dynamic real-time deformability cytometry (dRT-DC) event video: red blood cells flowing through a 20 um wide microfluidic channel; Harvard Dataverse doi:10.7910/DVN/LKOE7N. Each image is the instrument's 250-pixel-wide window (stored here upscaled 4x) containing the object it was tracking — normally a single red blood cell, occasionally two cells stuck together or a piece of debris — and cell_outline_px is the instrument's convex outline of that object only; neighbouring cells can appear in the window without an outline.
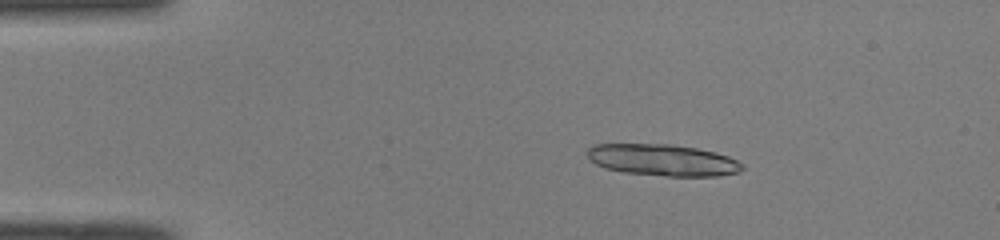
{"species": "common noctule bat (a hibernating species)", "species_latin": "Nyctalus noctula", "temperature_condition": "room temperature", "stored_images_in_passage": 33, "segment_of_instrument_passage": [1, 2], "camera_frame_rate_fps": 3000, "um_per_image_px": 0.085, "animal": {"sex": "male", "body_mass_g": 19.0, "forearm_length_mm": 50.8}, "frame": {"image": 1, "passage_image": 5, "time_ms": 1.333, "image_size_px": [1000, 240], "cell_outline_px": [[744, 168], [740, 172], [716, 176], [668, 176], [624, 172], [604, 168], [596, 164], [588, 156], [588, 148], [592, 144], [668, 144], [696, 148], [716, 152], [728, 156], [744, 164]], "centroid_in_image_um": [56.36, 13.6], "position_along_channel_um": 28.6, "area_um2": 28.5}}